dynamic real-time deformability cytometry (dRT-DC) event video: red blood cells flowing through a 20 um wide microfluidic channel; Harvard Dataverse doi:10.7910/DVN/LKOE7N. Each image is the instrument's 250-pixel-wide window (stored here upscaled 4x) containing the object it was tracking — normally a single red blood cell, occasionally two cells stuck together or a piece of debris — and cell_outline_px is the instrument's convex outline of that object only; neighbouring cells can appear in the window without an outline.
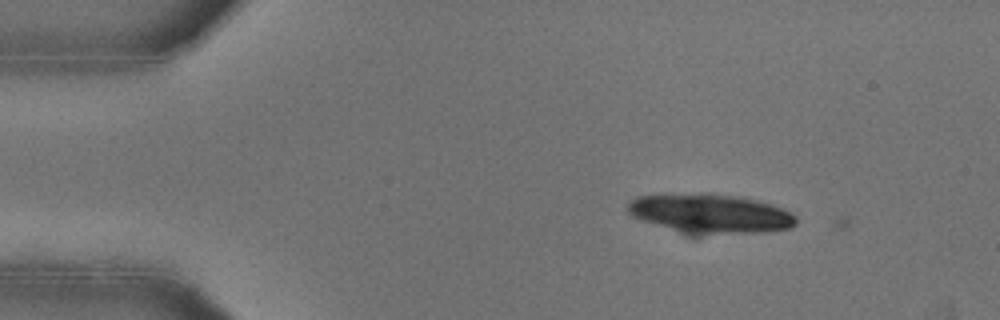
{"species": "common noctule bat (a hibernating species)", "species_latin": "Nyctalus noctula", "temperature_condition": "warm", "stored_images_in_passage": 6, "camera_frame_rate_fps": 3000, "um_per_image_px": 0.085, "animal": {"sex": "female"}, "frame": {"image": 1, "passage_image": 2, "time_ms": 0.333, "image_size_px": [1000, 320], "cell_outline_px": [[796, 224], [788, 228], [764, 232], [688, 232], [672, 228], [644, 220], [632, 216], [624, 208], [636, 196], [700, 192], [712, 192], [736, 196], [756, 200], [780, 208], [796, 216]], "centroid_in_image_um": [60.35, 18.1], "position_along_channel_um": 24.6, "area_um2": 37.4}}